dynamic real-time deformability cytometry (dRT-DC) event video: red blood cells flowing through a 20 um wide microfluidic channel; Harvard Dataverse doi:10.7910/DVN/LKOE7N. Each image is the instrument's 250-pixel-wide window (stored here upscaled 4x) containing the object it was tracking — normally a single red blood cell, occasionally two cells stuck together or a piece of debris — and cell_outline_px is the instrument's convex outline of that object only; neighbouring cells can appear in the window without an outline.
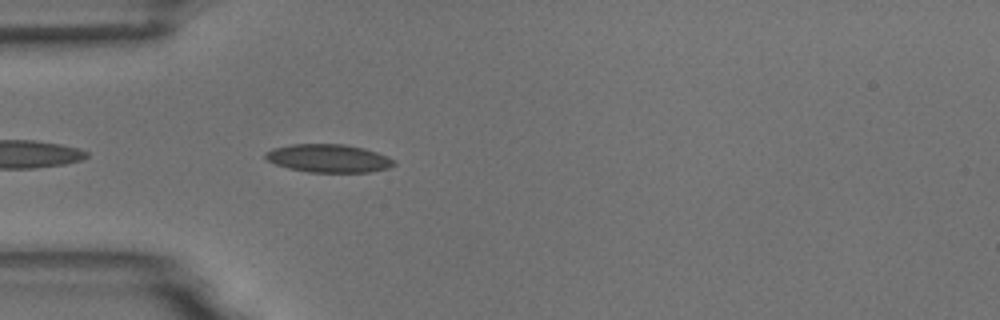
{"species": "common noctule bat (a hibernating species)", "species_latin": "Nyctalus noctula", "temperature_condition": "room temperature", "stored_images_in_passage": 10, "camera_frame_rate_fps": 3000, "um_per_image_px": 0.085, "animal": {"sex": "male", "body_mass_g": 18.8}, "frame": {"image": 1, "passage_image": 2, "time_ms": 0.333, "image_size_px": [1000, 320], "cell_outline_px": [[396, 164], [388, 168], [368, 172], [308, 172], [288, 168], [276, 164], [268, 160], [264, 156], [264, 152], [272, 148], [292, 144], [344, 144], [364, 148], [388, 156]], "centroid_in_image_um": [27.9, 13.45], "position_along_channel_um": 57.1, "area_um2": 21.04}}